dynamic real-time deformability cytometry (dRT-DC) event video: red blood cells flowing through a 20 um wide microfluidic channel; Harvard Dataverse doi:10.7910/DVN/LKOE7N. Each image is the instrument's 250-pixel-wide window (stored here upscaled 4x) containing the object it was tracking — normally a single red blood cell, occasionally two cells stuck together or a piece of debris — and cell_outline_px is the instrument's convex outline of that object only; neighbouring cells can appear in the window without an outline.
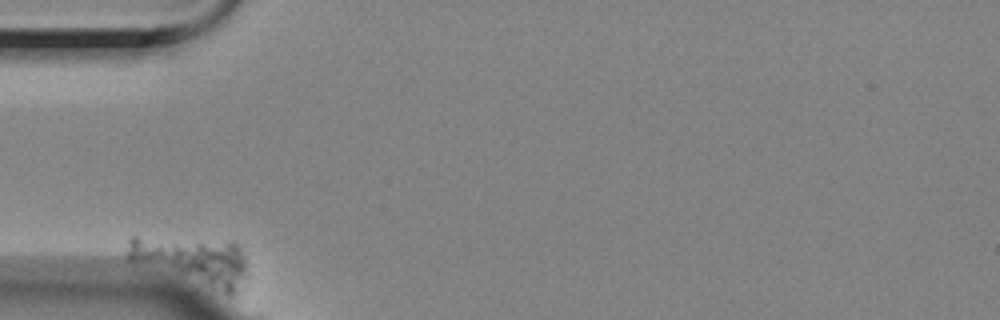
{"species": "Egyptian fruit bat (a non-hibernating species)", "species_latin": "Rousettus aegyptiacus", "temperature_condition": "room temperature", "stored_images_in_passage": 43, "camera_frame_rate_fps": 3000, "um_per_image_px": 0.085, "animal": {"sex": "female"}, "frame": {"image": 1, "passage_image": 1, "time_ms": 0.0, "image_size_px": [1000, 320], "cell_outline_px": [[248, 288], [232, 296], [228, 296], [128, 260], [124, 256], [128, 240], [132, 236], [136, 236], [232, 240], [240, 248], [244, 256], [248, 276]], "centroid_in_image_um": [16.44, 22.19], "position_along_channel_um": 68.6, "area_um2": 35.6}}
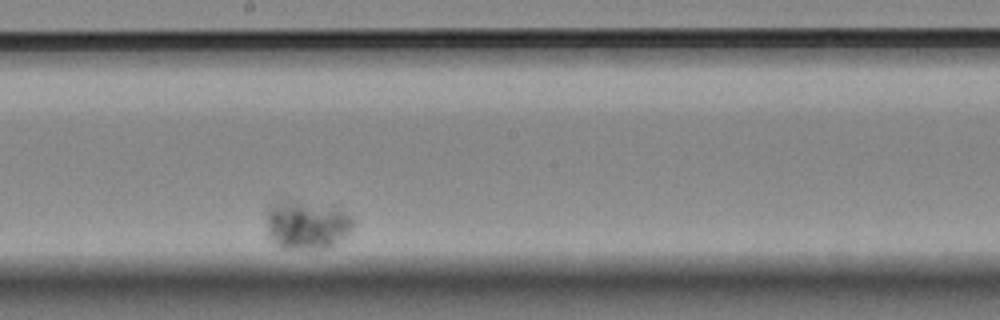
{"frame": {"image": 2, "passage_image": 25, "time_ms": 8.0, "image_size_px": [1000, 320], "cell_outline_px": [[352, 228], [332, 248], [276, 248], [268, 236], [268, 208], [284, 196], [336, 208], [352, 216]], "centroid_in_image_um": [26.02, 19.08], "position_along_channel_um": 222.2, "area_um2": 24.97}}
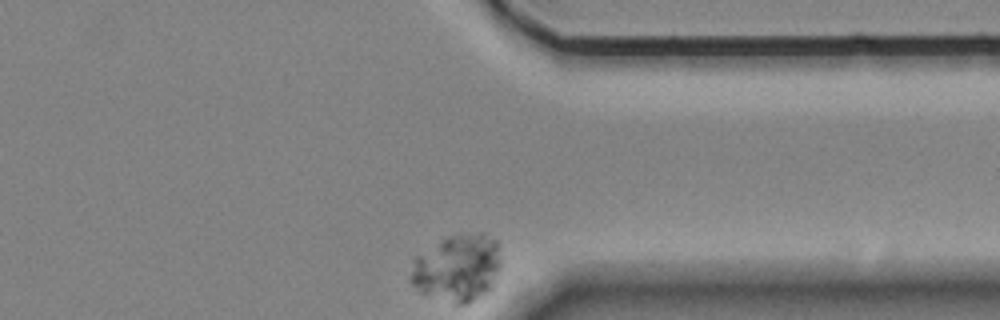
{"frame": {"image": 3, "passage_image": 43, "time_ms": 14.0, "image_size_px": [1000, 320], "cell_outline_px": [[496, 268], [492, 288], [488, 292], [468, 304], [456, 304], [420, 292], [408, 280], [408, 276], [416, 256], [448, 236], [480, 232], [484, 232], [496, 240]], "centroid_in_image_um": [38.81, 22.8], "position_along_channel_um": 372.6, "area_um2": 34.62}}